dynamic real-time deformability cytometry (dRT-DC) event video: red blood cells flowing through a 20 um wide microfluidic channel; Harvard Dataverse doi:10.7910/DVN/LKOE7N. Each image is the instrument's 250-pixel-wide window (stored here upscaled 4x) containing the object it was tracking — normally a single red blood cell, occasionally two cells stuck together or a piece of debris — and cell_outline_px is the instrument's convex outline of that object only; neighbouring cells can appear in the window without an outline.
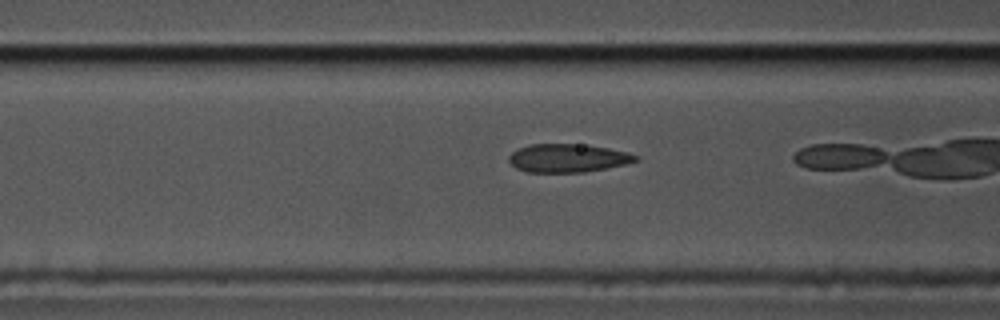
{"species": "common noctule bat (a hibernating species)", "species_latin": "Nyctalus noctula", "temperature_condition": "cold", "stored_images_in_passage": 10, "camera_frame_rate_fps": 3000, "um_per_image_px": 0.085, "animal": {"sex": "male", "body_mass_g": 17.5, "forearm_length_mm": 52.3}, "frame": {"image": 1, "passage_image": 5, "time_ms": 1.333, "image_size_px": [1000, 320], "cell_outline_px": [[640, 160], [628, 164], [608, 168], [584, 172], [528, 172], [516, 168], [508, 160], [508, 156], [516, 148], [528, 144], [588, 144], [628, 152], [636, 156]], "centroid_in_image_um": [48.27, 13.43], "position_along_channel_um": 118.3, "area_um2": 21.21}}